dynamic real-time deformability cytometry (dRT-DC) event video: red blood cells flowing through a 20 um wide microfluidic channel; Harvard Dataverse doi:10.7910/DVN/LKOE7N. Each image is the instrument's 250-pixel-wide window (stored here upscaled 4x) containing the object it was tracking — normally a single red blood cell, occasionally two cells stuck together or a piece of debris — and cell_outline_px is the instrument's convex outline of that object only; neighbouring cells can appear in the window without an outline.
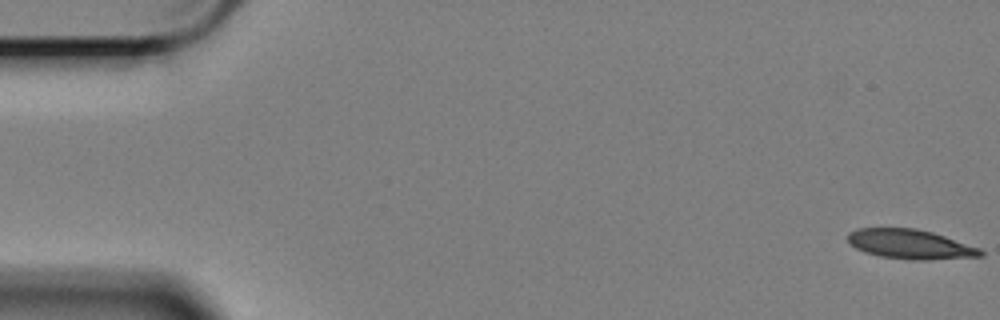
{"species": "Egyptian fruit bat (a non-hibernating species)", "species_latin": "Rousettus aegyptiacus", "temperature_condition": "cold", "stored_images_in_passage": 59, "camera_frame_rate_fps": 3000, "um_per_image_px": 0.085, "animal": {"sex": "female"}, "frame": {"image": 1, "passage_image": 1, "time_ms": 0.0, "image_size_px": [1000, 320], "cell_outline_px": [[984, 256], [928, 260], [912, 260], [880, 256], [864, 252], [856, 248], [848, 240], [848, 232], [856, 228], [916, 228], [932, 232], [980, 248], [984, 252]], "centroid_in_image_um": [77.37, 20.76], "position_along_channel_um": 7.6, "area_um2": 22.83}}
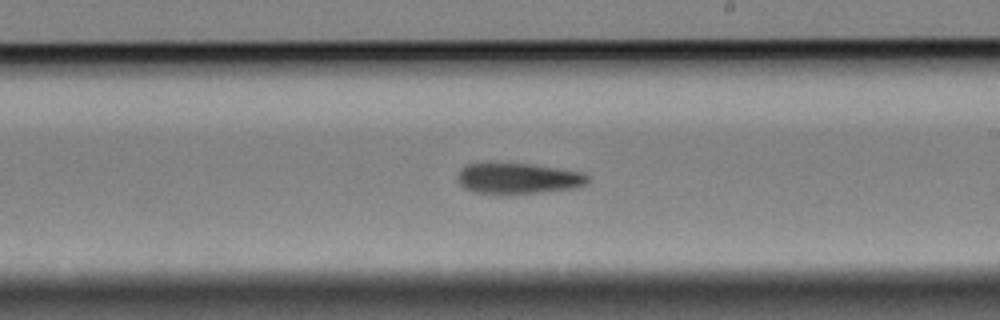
{"frame": {"image": 2, "passage_image": 34, "time_ms": 11.0, "image_size_px": [1000, 320], "cell_outline_px": [[588, 180], [584, 184], [576, 188], [536, 192], [472, 192], [464, 188], [460, 184], [456, 176], [460, 168], [468, 164], [528, 164], [556, 168], [580, 172], [588, 176]], "centroid_in_image_um": [44.0, 15.15], "position_along_channel_um": 245.0, "area_um2": 22.48}}
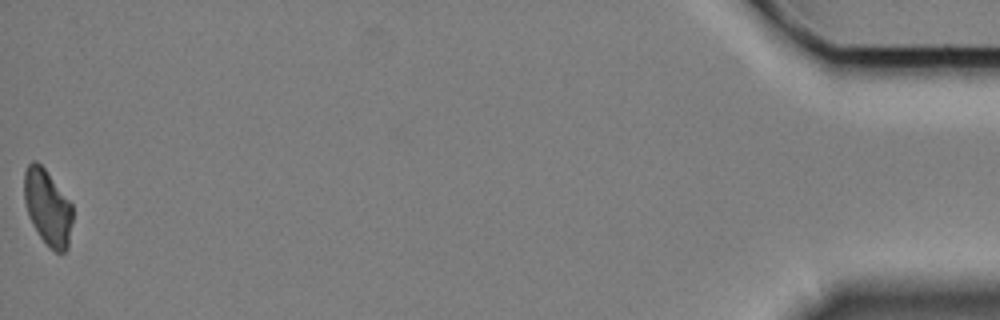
{"frame": {"image": 3, "passage_image": 59, "time_ms": 19.333, "image_size_px": [1000, 320], "cell_outline_px": [[72, 220], [68, 248], [64, 252], [56, 252], [40, 236], [32, 224], [28, 216], [24, 200], [24, 172], [28, 164], [32, 160], [36, 160], [44, 168], [72, 204]], "centroid_in_image_um": [4.03, 17.61], "position_along_channel_um": 431.2, "area_um2": 21.15}, "authors_computed_cell_mechanics": {"area_um2": 23.698, "velocity_mm_per_s": 3.3792, "shape_relaxation_time_tau1_ms": 4.3505, "shape_relaxation_time_tau2_ms": null, "deformation_change_tau1": 0.1453, "deformation_change_tau2": null}}